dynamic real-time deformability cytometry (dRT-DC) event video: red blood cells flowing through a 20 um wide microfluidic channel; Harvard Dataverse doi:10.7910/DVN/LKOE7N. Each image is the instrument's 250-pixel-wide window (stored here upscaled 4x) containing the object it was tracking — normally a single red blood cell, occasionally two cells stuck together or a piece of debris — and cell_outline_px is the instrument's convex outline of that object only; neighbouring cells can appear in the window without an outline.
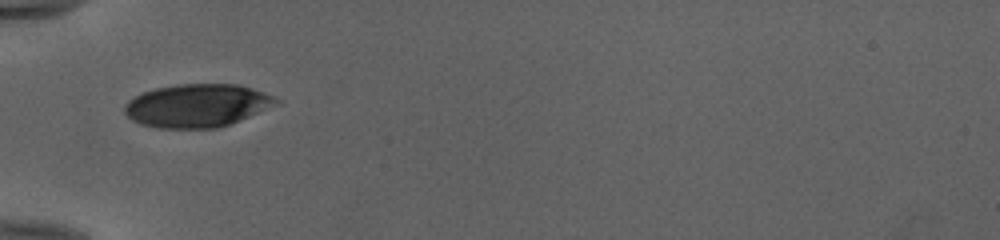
{"species": "human", "species_latin": "Homo sapiens", "temperature_condition": "cold", "stored_images_in_passage": 34, "camera_frame_rate_fps": 3000, "um_per_image_px": 0.085, "donor": {"sex": "female"}, "frame": {"image": 1, "passage_image": 1, "time_ms": 0.0, "image_size_px": [1000, 240], "cell_outline_px": [[280, 100], [276, 104], [248, 116], [228, 124], [216, 128], [156, 128], [140, 124], [132, 120], [124, 112], [124, 104], [128, 100], [144, 92], [156, 88], [176, 84], [236, 84], [252, 88], [276, 96]], "centroid_in_image_um": [16.72, 8.97], "position_along_channel_um": 68.3, "area_um2": 37.86}}
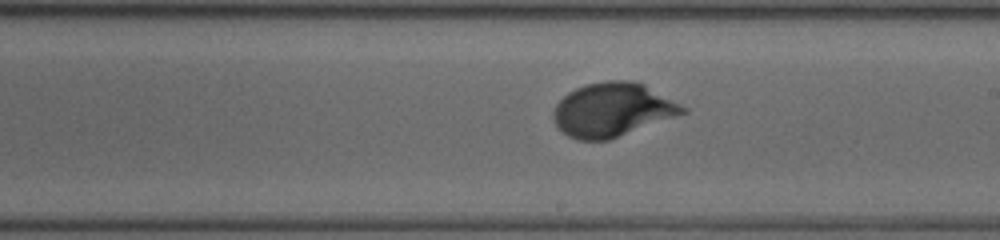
{"frame": {"image": 2, "passage_image": 14, "time_ms": 4.333, "image_size_px": [1000, 240], "cell_outline_px": [[688, 112], [608, 140], [576, 140], [568, 136], [552, 120], [552, 112], [556, 104], [568, 92], [576, 88], [588, 84], [608, 80], [632, 80], [644, 84], [688, 108]], "centroid_in_image_um": [52.05, 9.33], "position_along_channel_um": 236.9, "area_um2": 40.34}}
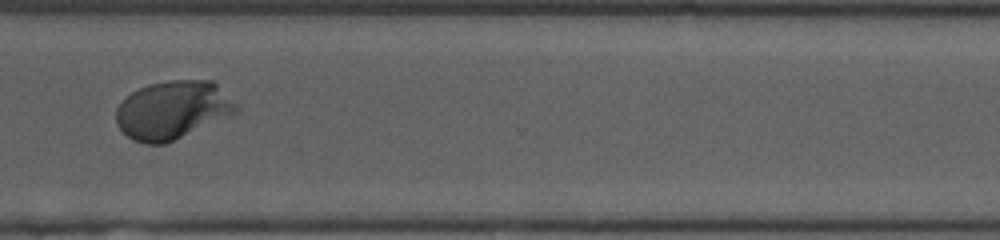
{"frame": {"image": 3, "passage_image": 23, "time_ms": 7.333, "image_size_px": [1000, 240], "cell_outline_px": [[240, 108], [236, 112], [164, 144], [144, 144], [128, 136], [116, 124], [116, 108], [132, 92], [140, 88], [152, 84], [168, 80], [212, 80]], "centroid_in_image_um": [14.64, 9.34], "position_along_channel_um": 356.0, "area_um2": 39.88}, "authors_computed_cell_mechanics": {"area_um2": 39.7086, "velocity_mm_per_s": 3.9658, "shape_relaxation_time_tau1_ms": 3.1331, "shape_relaxation_time_tau2_ms": null, "deformation_change_tau1": 0.1463, "deformation_change_tau2": null}}